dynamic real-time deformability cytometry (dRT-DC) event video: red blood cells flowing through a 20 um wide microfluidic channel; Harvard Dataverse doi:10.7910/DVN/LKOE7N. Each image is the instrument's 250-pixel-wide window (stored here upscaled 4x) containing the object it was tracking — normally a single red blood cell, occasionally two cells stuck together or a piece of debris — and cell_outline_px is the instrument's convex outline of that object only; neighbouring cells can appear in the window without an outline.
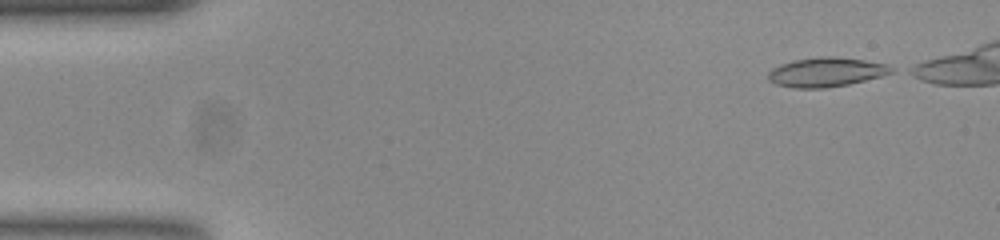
{"species": "common noctule bat (a hibernating species)", "species_latin": "Nyctalus noctula", "temperature_condition": "room temperature", "stored_images_in_passage": 43, "camera_frame_rate_fps": 3000, "um_per_image_px": 0.085, "animal": {"sex": "female", "body_mass_g": 23.0, "forearm_length_mm": 53.4}, "frame": {"image": 1, "passage_image": 1, "time_ms": 0.0, "image_size_px": [1000, 240], "cell_outline_px": [[896, 68], [892, 72], [880, 76], [848, 84], [824, 88], [796, 88], [776, 84], [768, 80], [768, 72], [772, 68], [780, 64], [792, 60], [820, 56], [832, 56], [864, 60], [888, 64]], "centroid_in_image_um": [70.21, 6.12], "position_along_channel_um": 14.8, "area_um2": 21.04}}
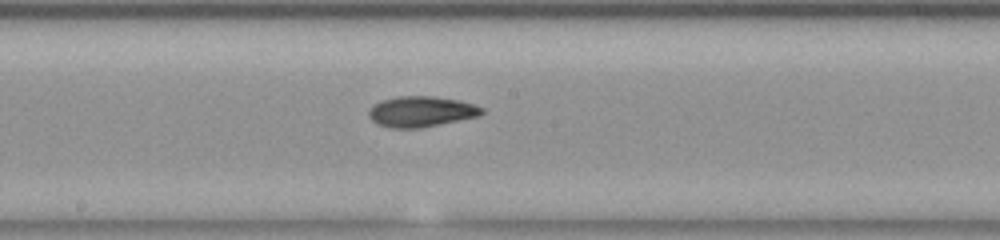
{"frame": {"image": 2, "passage_image": 25, "time_ms": 8.0, "image_size_px": [1000, 240], "cell_outline_px": [[484, 112], [480, 116], [420, 128], [388, 128], [376, 124], [368, 116], [368, 112], [372, 104], [380, 100], [396, 96], [436, 96], [460, 100], [484, 108]], "centroid_in_image_um": [35.77, 9.48], "position_along_channel_um": 212.4, "area_um2": 20.52}}
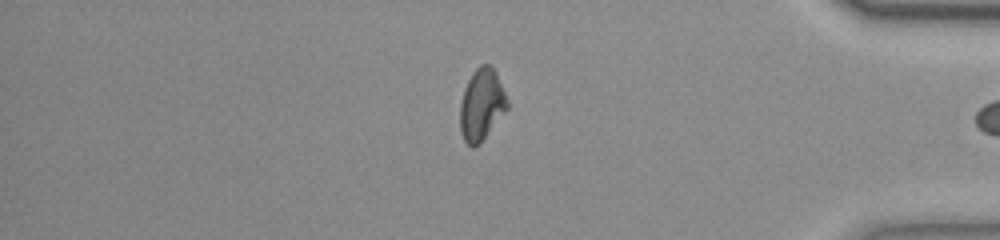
{"frame": {"image": 3, "passage_image": 42, "time_ms": 13.667, "image_size_px": [1000, 240], "cell_outline_px": [[508, 108], [480, 144], [476, 148], [472, 148], [464, 140], [460, 132], [460, 104], [464, 88], [472, 72], [480, 64], [488, 64], [496, 72], [508, 100]], "centroid_in_image_um": [40.92, 8.92], "position_along_channel_um": 394.3, "area_um2": 19.83}}